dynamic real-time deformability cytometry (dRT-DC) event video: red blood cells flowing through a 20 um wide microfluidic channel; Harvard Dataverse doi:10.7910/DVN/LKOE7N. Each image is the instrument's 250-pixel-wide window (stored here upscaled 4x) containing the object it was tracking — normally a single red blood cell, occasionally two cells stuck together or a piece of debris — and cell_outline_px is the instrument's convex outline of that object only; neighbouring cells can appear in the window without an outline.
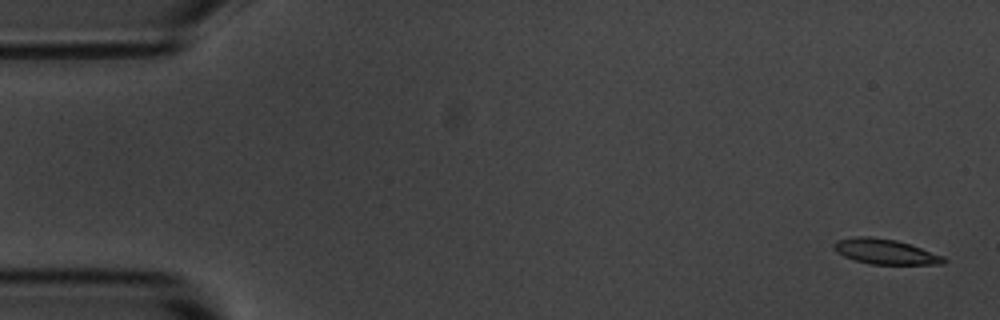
{"species": "common noctule bat (a hibernating species)", "species_latin": "Nyctalus noctula", "temperature_condition": "room temperature", "stored_images_in_passage": 4, "camera_frame_rate_fps": 3000, "um_per_image_px": 0.085, "animal": {"sex": "male", "body_mass_g": 20.1, "forearm_length_mm": 53.5}, "frame": {"image": 1, "passage_image": 1, "time_ms": 0.0, "image_size_px": [1000, 320], "cell_outline_px": [[948, 260], [944, 264], [868, 264], [844, 256], [836, 252], [832, 248], [832, 244], [836, 240], [856, 236], [872, 236], [896, 240], [944, 256]], "centroid_in_image_um": [75.21, 21.38], "position_along_channel_um": 9.8, "area_um2": 16.13}}